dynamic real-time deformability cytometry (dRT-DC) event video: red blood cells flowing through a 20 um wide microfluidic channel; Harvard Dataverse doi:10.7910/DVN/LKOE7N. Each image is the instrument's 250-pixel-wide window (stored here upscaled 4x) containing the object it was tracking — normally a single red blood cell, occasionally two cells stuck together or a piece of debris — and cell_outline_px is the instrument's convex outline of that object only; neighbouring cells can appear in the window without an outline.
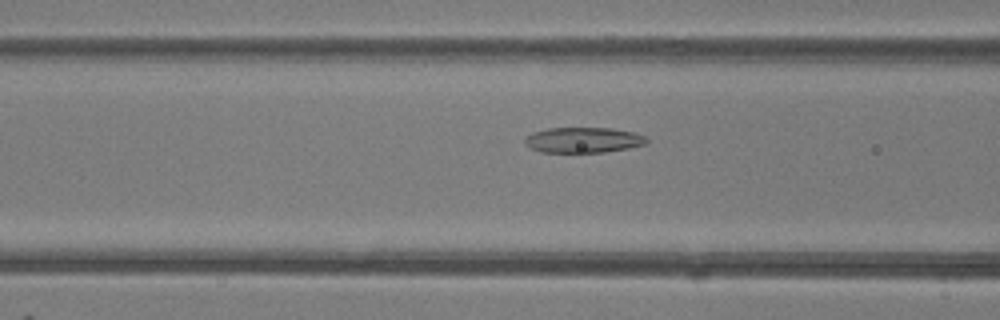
{"species": "common noctule bat (a hibernating species)", "species_latin": "Nyctalus noctula", "temperature_condition": "room temperature", "stored_images_in_passage": 50, "camera_frame_rate_fps": 3000, "um_per_image_px": 0.085, "animal": {"sex": "female"}, "frame": {"image": 1, "passage_image": 20, "time_ms": 6.333, "image_size_px": [1000, 320], "cell_outline_px": [[648, 140], [644, 144], [628, 148], [604, 152], [540, 152], [524, 144], [524, 140], [532, 132], [548, 128], [612, 128], [636, 132], [644, 136]], "centroid_in_image_um": [49.57, 11.89], "position_along_channel_um": 117.0, "area_um2": 18.03}}
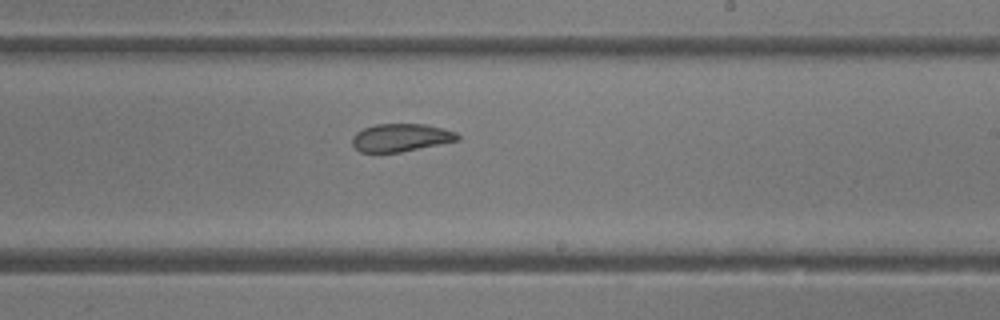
{"frame": {"image": 2, "passage_image": 30, "time_ms": 9.667, "image_size_px": [1000, 320], "cell_outline_px": [[460, 140], [400, 152], [360, 152], [352, 144], [352, 136], [356, 132], [364, 128], [376, 124], [424, 124], [444, 128], [456, 132], [460, 136]], "centroid_in_image_um": [34.08, 11.69], "position_along_channel_um": 254.9, "area_um2": 17.11}}
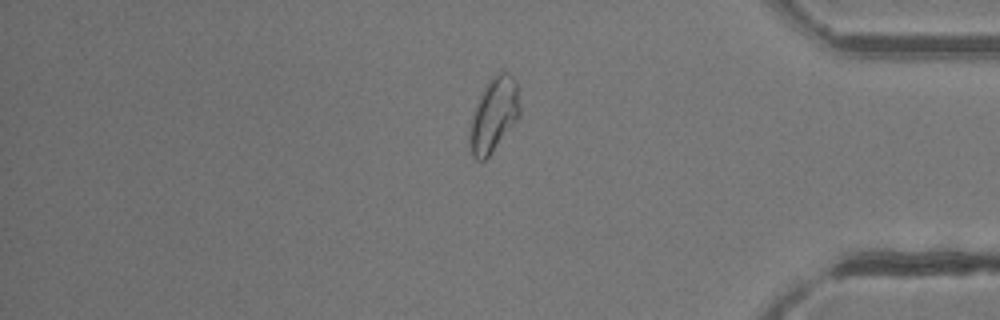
{"frame": {"image": 3, "passage_image": 42, "time_ms": 13.667, "image_size_px": [1000, 320], "cell_outline_px": [[520, 116], [492, 152], [484, 160], [476, 160], [472, 156], [468, 144], [468, 136], [472, 112], [488, 80], [500, 68], [508, 72], [516, 80], [520, 108]], "centroid_in_image_um": [41.96, 9.73], "position_along_channel_um": 393.2, "area_um2": 22.02}, "authors_computed_cell_mechanics": {"area_um2": 21.0103, "velocity_mm_per_s": 4.1395, "shape_relaxation_time_tau1_ms": 6.8052, "shape_relaxation_time_tau2_ms": 2.7087, "deformation_change_tau1": 0.1715, "deformation_change_tau2": 0.0923}}